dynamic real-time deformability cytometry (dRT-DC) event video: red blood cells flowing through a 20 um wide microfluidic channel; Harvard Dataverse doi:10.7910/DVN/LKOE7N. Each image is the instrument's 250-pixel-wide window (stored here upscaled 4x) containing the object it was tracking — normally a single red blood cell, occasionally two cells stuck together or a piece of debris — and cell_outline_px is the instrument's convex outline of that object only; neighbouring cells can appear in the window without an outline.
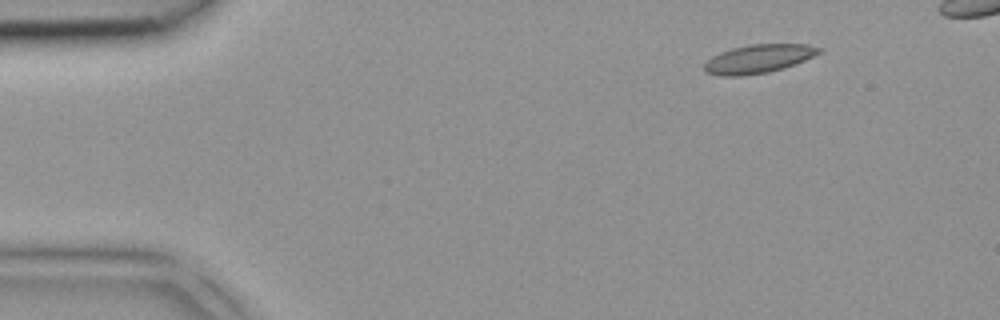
{"species": "common noctule bat (a hibernating species)", "species_latin": "Nyctalus noctula", "temperature_condition": "room temperature", "stored_images_in_passage": 4, "camera_frame_rate_fps": 3000, "um_per_image_px": 0.085, "animal": {"sex": "female", "body_mass_g": 18.4}, "frame": {"image": 1, "passage_image": 4, "time_ms": 1.0, "image_size_px": [1000, 320], "cell_outline_px": [[824, 52], [784, 68], [768, 72], [740, 76], [720, 76], [704, 72], [704, 64], [712, 56], [720, 52], [732, 48], [748, 44], [808, 44], [824, 48]], "centroid_in_image_um": [64.5, 4.99], "position_along_channel_um": 20.5, "area_um2": 19.31}}